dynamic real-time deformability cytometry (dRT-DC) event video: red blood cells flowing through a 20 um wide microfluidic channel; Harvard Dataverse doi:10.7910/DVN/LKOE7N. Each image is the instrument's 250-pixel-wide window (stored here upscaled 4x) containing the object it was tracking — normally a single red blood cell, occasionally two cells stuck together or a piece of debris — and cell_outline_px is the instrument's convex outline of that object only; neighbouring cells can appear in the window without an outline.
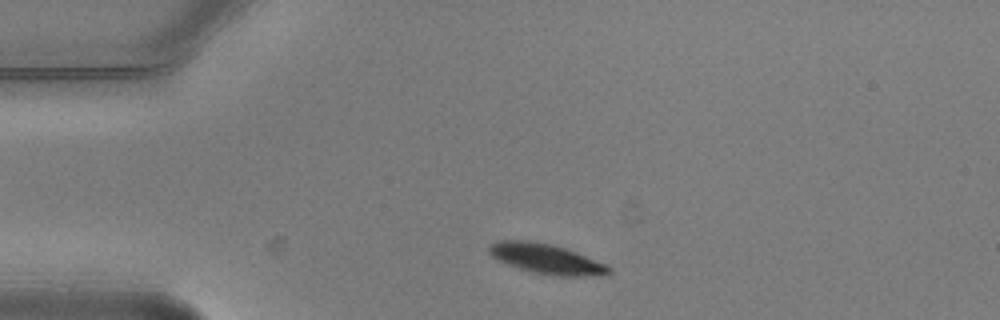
{"species": "common noctule bat (a hibernating species)", "species_latin": "Nyctalus noctula", "temperature_condition": "warm", "stored_images_in_passage": 2, "camera_frame_rate_fps": 3000, "um_per_image_px": 0.085, "animal": {"sex": "male", "body_mass_g": 20.5, "forearm_length_mm": 52.5}, "frame": {"image": 1, "passage_image": 1, "time_ms": 0.0, "image_size_px": [1000, 320], "cell_outline_px": [[612, 272], [600, 276], [552, 276], [532, 272], [508, 264], [492, 256], [488, 252], [488, 248], [492, 244], [500, 240], [528, 240], [552, 244], [576, 252], [608, 264], [612, 268]], "centroid_in_image_um": [46.5, 22.01], "position_along_channel_um": 38.5, "area_um2": 20.98}}